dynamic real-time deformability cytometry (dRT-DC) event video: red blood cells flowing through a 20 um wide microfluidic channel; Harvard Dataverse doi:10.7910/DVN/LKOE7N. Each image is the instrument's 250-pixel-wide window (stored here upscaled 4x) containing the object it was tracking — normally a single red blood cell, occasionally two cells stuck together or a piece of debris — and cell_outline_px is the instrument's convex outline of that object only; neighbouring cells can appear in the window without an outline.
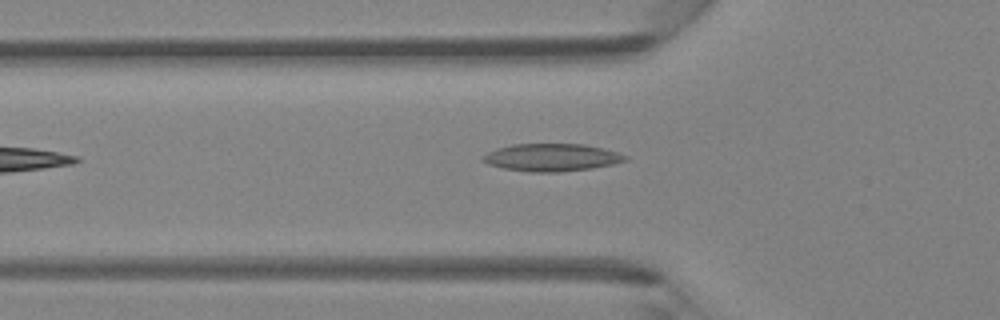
{"species": "Egyptian fruit bat (a non-hibernating species)", "species_latin": "Rousettus aegyptiacus", "temperature_condition": "room temperature", "stored_images_in_passage": 4, "camera_frame_rate_fps": 3000, "um_per_image_px": 0.085, "animal": {"sex": "female"}, "frame": {"image": 1, "passage_image": 4, "time_ms": 4.333, "image_size_px": [1000, 320], "cell_outline_px": [[628, 160], [612, 164], [592, 168], [560, 172], [528, 172], [504, 168], [488, 164], [480, 160], [480, 156], [496, 148], [512, 144], [584, 144], [616, 152], [628, 156]], "centroid_in_image_um": [46.84, 13.38], "position_along_channel_um": 79.0, "area_um2": 22.89}}